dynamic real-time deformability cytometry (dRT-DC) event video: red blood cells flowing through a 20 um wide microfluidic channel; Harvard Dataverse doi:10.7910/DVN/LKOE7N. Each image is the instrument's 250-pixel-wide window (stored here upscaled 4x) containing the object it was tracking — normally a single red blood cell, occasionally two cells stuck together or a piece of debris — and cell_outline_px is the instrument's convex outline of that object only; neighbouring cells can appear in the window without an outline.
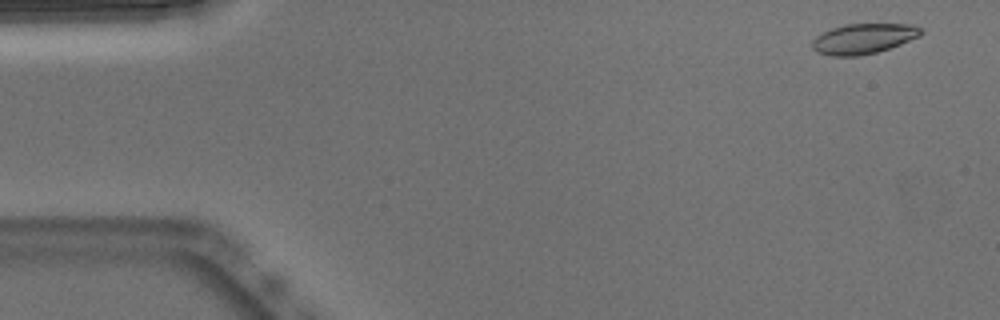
{"species": "Egyptian fruit bat (a non-hibernating species)", "species_latin": "Rousettus aegyptiacus", "temperature_condition": "warm", "stored_images_in_passage": 52, "camera_frame_rate_fps": 3000, "um_per_image_px": 0.085, "animal": {"sex": "male"}, "frame": {"image": 1, "passage_image": 3, "time_ms": 0.667, "image_size_px": [1000, 320], "cell_outline_px": [[924, 32], [920, 36], [900, 44], [876, 52], [856, 56], [832, 56], [816, 52], [812, 48], [812, 40], [816, 36], [832, 28], [844, 24], [912, 24], [920, 28]], "centroid_in_image_um": [73.38, 3.28], "position_along_channel_um": 11.6, "area_um2": 19.07}}
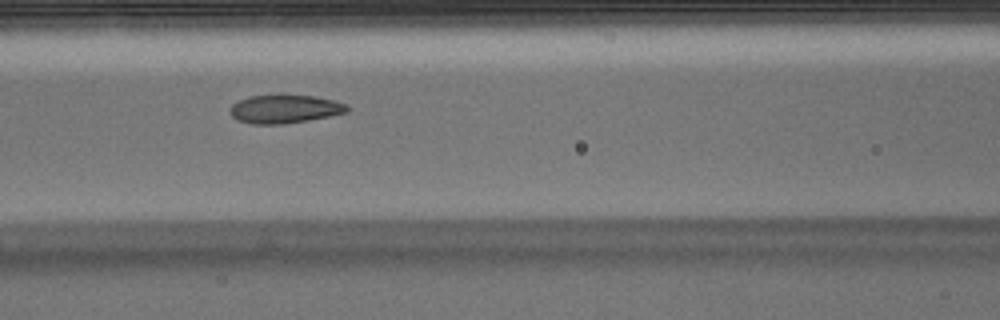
{"frame": {"image": 2, "passage_image": 22, "time_ms": 7.0, "image_size_px": [1000, 320], "cell_outline_px": [[348, 112], [308, 120], [284, 124], [252, 124], [236, 120], [228, 112], [228, 108], [232, 104], [248, 96], [280, 92], [316, 96], [348, 104]], "centroid_in_image_um": [24.15, 9.22], "position_along_channel_um": 142.5, "area_um2": 20.23}}
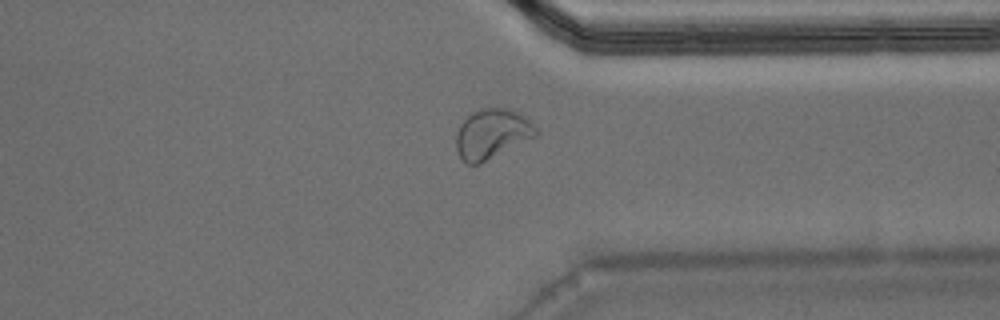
{"frame": {"image": 3, "passage_image": 40, "time_ms": 13.0, "image_size_px": [1000, 320], "cell_outline_px": [[536, 136], [480, 164], [468, 164], [460, 156], [456, 148], [456, 132], [460, 124], [468, 112], [480, 108], [508, 108], [524, 116], [536, 128]], "centroid_in_image_um": [41.76, 11.36], "position_along_channel_um": 369.6, "area_um2": 23.12}, "authors_computed_cell_mechanics": {"area_um2": 20.23, "velocity_mm_per_s": 3.8179, "shape_relaxation_time_tau1_ms": 10.8705, "shape_relaxation_time_tau2_ms": 1.3879, "deformation_change_tau1": 0.2588, "deformation_change_tau2": 0.0636}}